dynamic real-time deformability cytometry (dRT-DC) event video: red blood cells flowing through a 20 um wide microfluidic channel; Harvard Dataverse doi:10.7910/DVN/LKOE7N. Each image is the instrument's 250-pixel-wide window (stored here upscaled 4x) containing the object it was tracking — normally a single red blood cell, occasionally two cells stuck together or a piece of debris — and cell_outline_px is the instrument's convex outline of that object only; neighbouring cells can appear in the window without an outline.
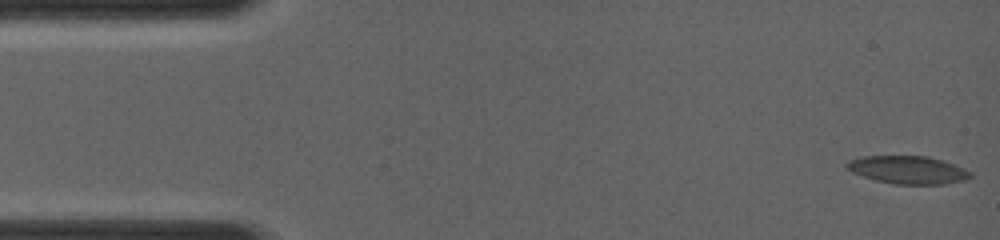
{"species": "common noctule bat (a hibernating species)", "species_latin": "Nyctalus noctula", "temperature_condition": "room temperature", "stored_images_in_passage": 54, "camera_frame_rate_fps": 4000, "um_per_image_px": 0.085, "animal": {"sex": "female", "body_mass_g": 19.0, "forearm_length_mm": 56.7}, "frame": {"image": 1, "passage_image": 1, "time_ms": 0.0, "image_size_px": [1000, 240], "cell_outline_px": [[972, 176], [964, 180], [944, 184], [892, 184], [876, 180], [852, 172], [844, 168], [844, 164], [848, 160], [864, 156], [928, 156], [944, 160], [964, 168], [972, 172]], "centroid_in_image_um": [77.16, 14.43], "position_along_channel_um": 7.8, "area_um2": 20.23}}
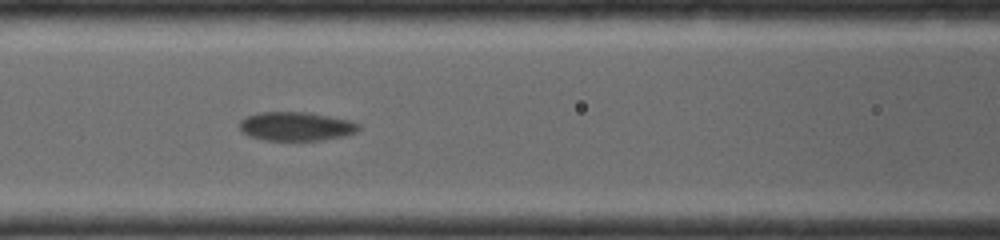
{"frame": {"image": 2, "passage_image": 23, "time_ms": 5.5, "image_size_px": [1000, 240], "cell_outline_px": [[360, 128], [356, 132], [348, 136], [324, 140], [264, 140], [248, 136], [240, 128], [240, 120], [244, 116], [260, 112], [308, 112], [352, 120], [360, 124]], "centroid_in_image_um": [25.21, 10.74], "position_along_channel_um": 141.4, "area_um2": 20.35}}
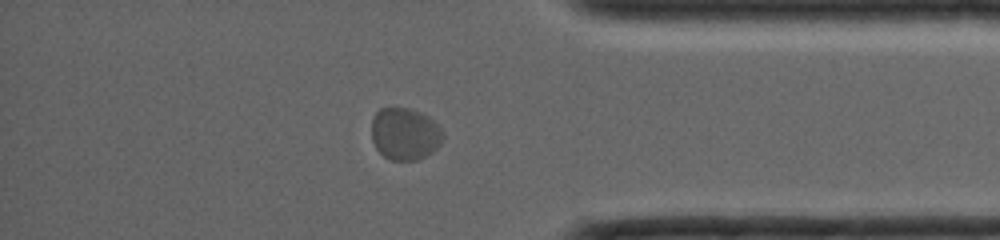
{"frame": {"image": 3, "passage_image": 46, "time_ms": 11.25, "image_size_px": [1000, 240], "cell_outline_px": [[444, 136], [440, 144], [432, 152], [416, 160], [392, 160], [384, 156], [376, 148], [372, 140], [372, 116], [380, 108], [408, 108], [420, 112], [428, 116], [440, 128]], "centroid_in_image_um": [34.4, 11.37], "position_along_channel_um": 400.8, "area_um2": 21.62}}